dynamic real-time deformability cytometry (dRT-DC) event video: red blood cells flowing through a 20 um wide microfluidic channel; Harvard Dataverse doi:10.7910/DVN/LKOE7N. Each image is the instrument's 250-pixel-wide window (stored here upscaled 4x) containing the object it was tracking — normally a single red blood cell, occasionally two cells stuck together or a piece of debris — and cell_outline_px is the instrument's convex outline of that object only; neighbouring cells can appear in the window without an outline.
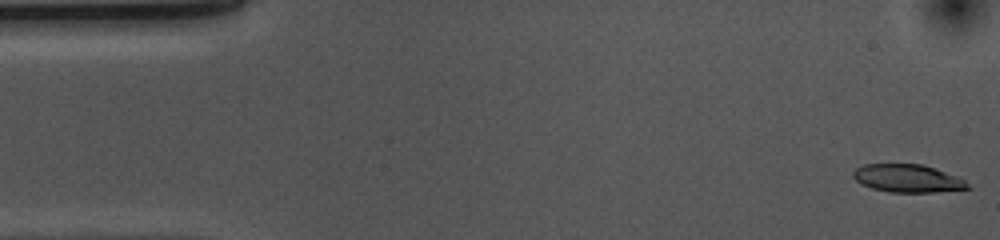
{"species": "common noctule bat (a hibernating species)", "species_latin": "Nyctalus noctula", "temperature_condition": "cold", "stored_images_in_passage": 53, "camera_frame_rate_fps": 3000, "um_per_image_px": 0.085, "animal": {"sex": "female", "body_mass_g": 10.0, "forearm_length_mm": 53.1}, "frame": {"image": 1, "passage_image": 1, "time_ms": 0.0, "image_size_px": [1000, 240], "cell_outline_px": [[972, 188], [936, 192], [888, 192], [872, 188], [860, 184], [852, 176], [852, 172], [856, 168], [864, 164], [920, 164], [936, 168], [956, 176], [964, 180]], "centroid_in_image_um": [77.12, 15.16], "position_along_channel_um": 7.9, "area_um2": 18.67}}
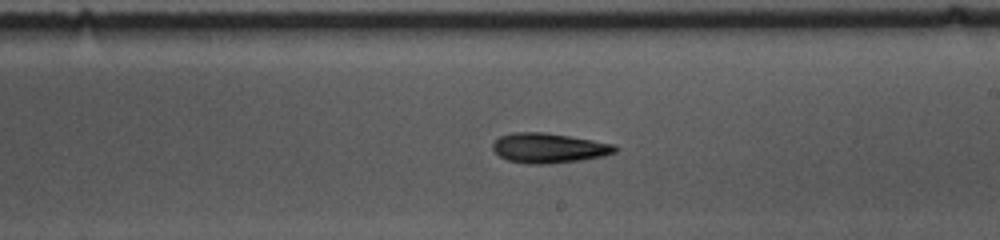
{"frame": {"image": 2, "passage_image": 29, "time_ms": 9.333, "image_size_px": [1000, 240], "cell_outline_px": [[620, 148], [616, 152], [604, 156], [580, 160], [544, 164], [528, 164], [508, 160], [500, 156], [492, 148], [492, 144], [500, 136], [512, 132], [544, 132], [616, 144]], "centroid_in_image_um": [46.68, 12.58], "position_along_channel_um": 242.3, "area_um2": 21.27}}
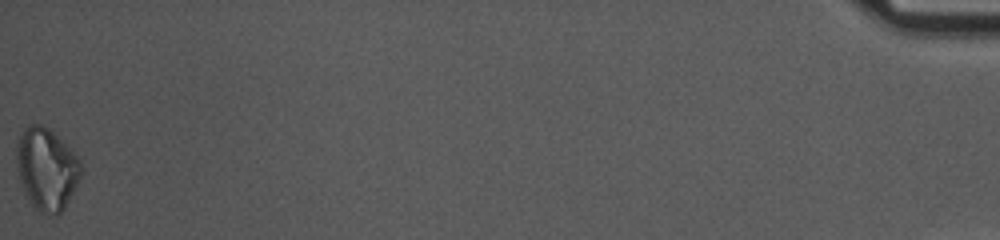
{"frame": {"image": 3, "passage_image": 53, "time_ms": 17.333, "image_size_px": [1000, 240], "cell_outline_px": [[80, 176], [64, 208], [56, 216], [40, 212], [28, 200], [16, 172], [16, 148], [20, 136], [24, 128], [28, 124], [40, 124], [48, 128], [80, 160]], "centroid_in_image_um": [3.91, 14.37], "position_along_channel_um": 431.3, "area_um2": 30.29}, "authors_computed_cell_mechanics": {"area_um2": 20.8658, "velocity_mm_per_s": 3.6899, "shape_relaxation_time_tau1_ms": 4.7903, "shape_relaxation_time_tau2_ms": null, "deformation_change_tau1": 0.1378, "deformation_change_tau2": null}}